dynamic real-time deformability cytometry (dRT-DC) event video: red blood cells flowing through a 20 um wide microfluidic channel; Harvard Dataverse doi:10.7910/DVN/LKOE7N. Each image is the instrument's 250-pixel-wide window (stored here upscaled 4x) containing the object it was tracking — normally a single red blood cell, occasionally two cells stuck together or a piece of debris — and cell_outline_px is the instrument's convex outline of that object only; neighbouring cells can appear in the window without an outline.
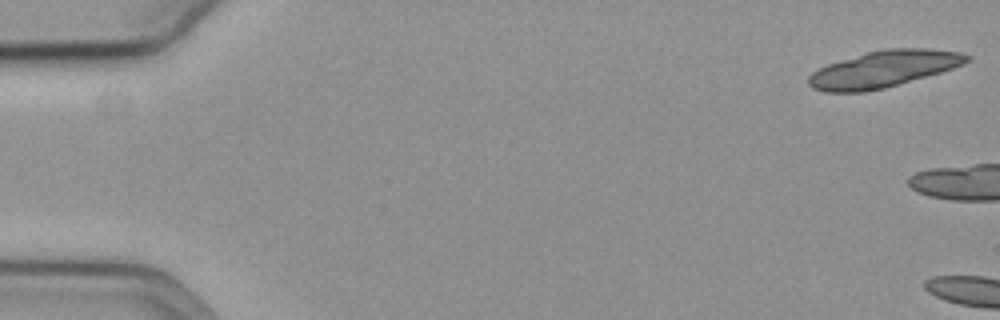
{"species": "common noctule bat (a hibernating species)", "species_latin": "Nyctalus noctula", "temperature_condition": "cold", "stored_images_in_passage": 5, "camera_frame_rate_fps": 3000, "um_per_image_px": 0.085, "animal": {"sex": "female", "body_mass_g": 19.3, "forearm_length_mm": 54.1}, "frame": {"image": 1, "passage_image": 1, "time_ms": 0.0, "image_size_px": [1000, 320], "cell_outline_px": [[972, 60], [964, 64], [940, 72], [884, 88], [864, 92], [824, 92], [812, 88], [808, 84], [808, 76], [812, 72], [828, 64], [868, 52], [884, 48], [928, 48], [960, 52], [972, 56]], "centroid_in_image_um": [75.12, 5.86], "position_along_channel_um": 9.9, "area_um2": 33.58}}